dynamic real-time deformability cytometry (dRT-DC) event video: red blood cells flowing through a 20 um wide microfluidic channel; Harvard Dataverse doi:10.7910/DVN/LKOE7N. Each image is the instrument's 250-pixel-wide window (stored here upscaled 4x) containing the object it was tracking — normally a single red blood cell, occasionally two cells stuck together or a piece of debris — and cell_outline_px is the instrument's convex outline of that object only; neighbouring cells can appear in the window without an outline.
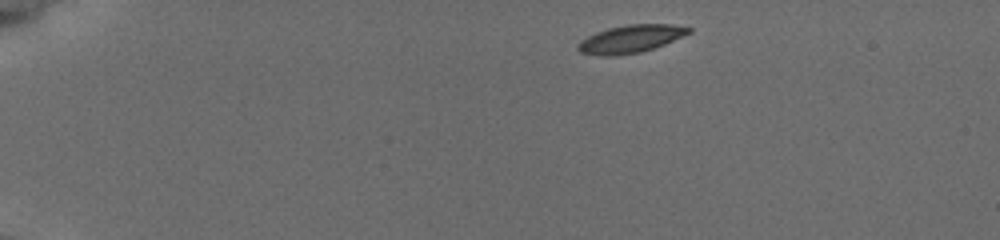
{"species": "common noctule bat (a hibernating species)", "species_latin": "Nyctalus noctula", "temperature_condition": "cold", "stored_images_in_passage": 22, "camera_frame_rate_fps": 3000, "um_per_image_px": 0.085, "animal": {"sex": "female", "body_mass_g": 19.5, "forearm_length_mm": 54.1}, "frame": {"image": 1, "passage_image": 1, "time_ms": 0.0, "image_size_px": [1000, 240], "cell_outline_px": [[692, 32], [664, 44], [640, 52], [616, 56], [600, 56], [580, 52], [576, 48], [576, 44], [580, 40], [596, 32], [608, 28], [628, 24], [672, 24], [692, 28]], "centroid_in_image_um": [53.57, 3.31], "position_along_channel_um": 31.4, "area_um2": 17.98}}
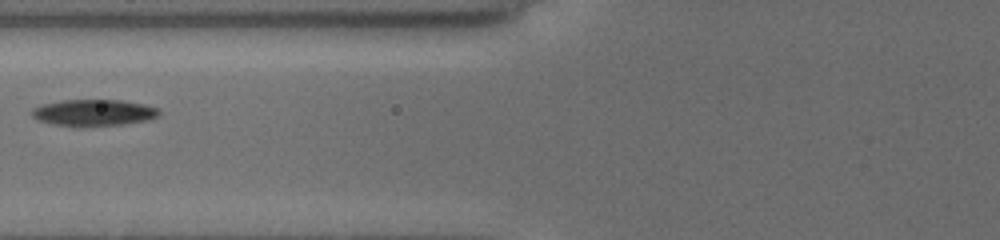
{"frame": {"image": 2, "passage_image": 13, "time_ms": 4.667, "image_size_px": [1000, 240], "cell_outline_px": [[160, 116], [148, 120], [120, 124], [52, 124], [36, 120], [32, 116], [32, 108], [44, 104], [60, 100], [120, 100], [144, 104], [160, 108]], "centroid_in_image_um": [8.0, 9.54], "position_along_channel_um": 117.8, "area_um2": 19.07}}
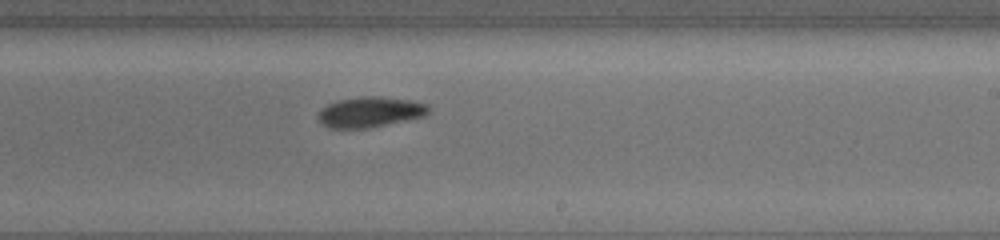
{"frame": {"image": 3, "passage_image": 22, "time_ms": 8.333, "image_size_px": [1000, 240], "cell_outline_px": [[432, 108], [424, 116], [368, 128], [328, 128], [320, 124], [316, 116], [320, 108], [328, 104], [340, 100], [360, 96], [376, 96], [412, 100], [428, 104]], "centroid_in_image_um": [31.42, 9.52], "position_along_channel_um": 257.6, "area_um2": 19.77}}